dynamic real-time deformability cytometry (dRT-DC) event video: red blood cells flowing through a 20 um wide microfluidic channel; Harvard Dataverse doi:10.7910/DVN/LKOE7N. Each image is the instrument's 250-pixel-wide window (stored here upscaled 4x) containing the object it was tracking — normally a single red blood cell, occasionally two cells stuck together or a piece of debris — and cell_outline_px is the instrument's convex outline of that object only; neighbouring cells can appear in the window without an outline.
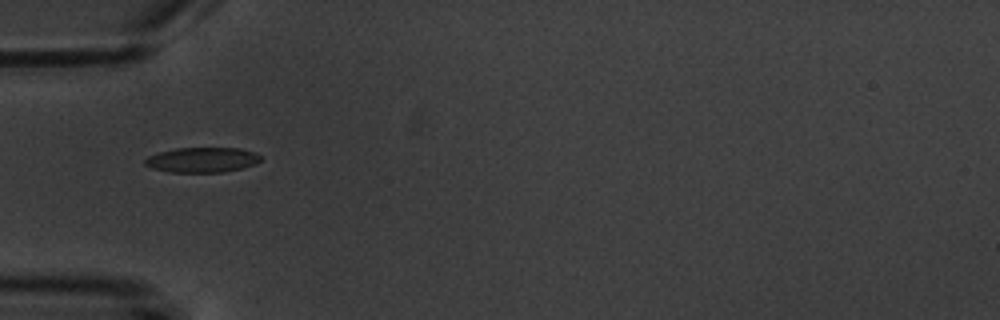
{"species": "common noctule bat (a hibernating species)", "species_latin": "Nyctalus noctula", "temperature_condition": "warm", "stored_images_in_passage": 7, "camera_frame_rate_fps": 3000, "um_per_image_px": 0.085, "animal": {"sex": "male", "body_mass_g": 20.1, "forearm_length_mm": 53.5}, "frame": {"image": 1, "passage_image": 3, "time_ms": 2.333, "image_size_px": [1000, 320], "cell_outline_px": [[260, 160], [256, 164], [244, 168], [224, 172], [168, 172], [152, 168], [144, 164], [144, 160], [148, 156], [160, 152], [176, 148], [240, 148], [256, 152], [260, 156]], "centroid_in_image_um": [17.2, 13.59], "position_along_channel_um": 67.8, "area_um2": 16.99}}
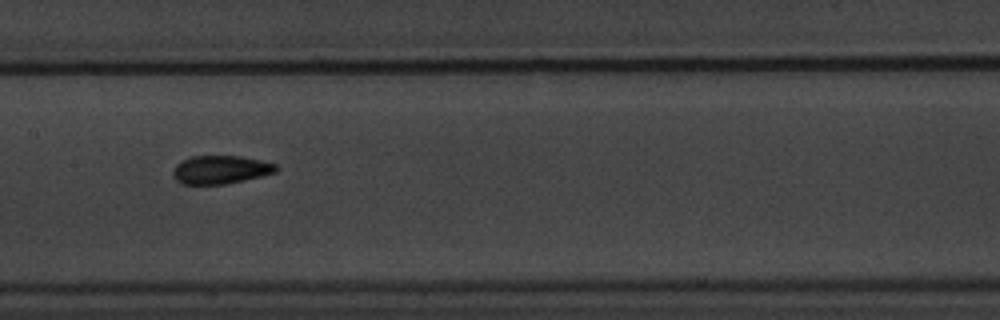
{"frame": {"image": 2, "passage_image": 6, "time_ms": 5.667, "image_size_px": [1000, 320], "cell_outline_px": [[280, 168], [276, 172], [264, 176], [224, 184], [180, 184], [172, 176], [172, 172], [176, 164], [192, 156], [240, 156], [260, 160], [276, 164]], "centroid_in_image_um": [18.76, 14.43], "position_along_channel_um": 188.6, "area_um2": 17.11}}